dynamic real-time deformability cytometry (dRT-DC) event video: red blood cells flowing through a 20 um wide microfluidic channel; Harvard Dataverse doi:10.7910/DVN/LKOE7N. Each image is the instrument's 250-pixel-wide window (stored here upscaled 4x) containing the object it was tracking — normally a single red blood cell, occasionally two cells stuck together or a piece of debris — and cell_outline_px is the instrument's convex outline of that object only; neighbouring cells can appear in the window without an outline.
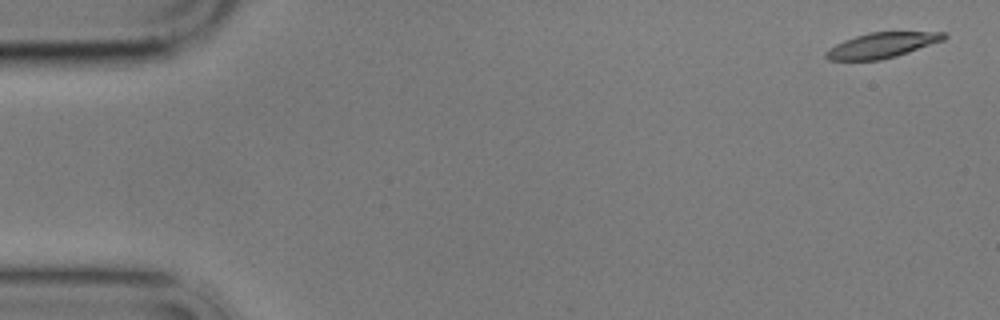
{"species": "common noctule bat (a hibernating species)", "species_latin": "Nyctalus noctula", "temperature_condition": "cold", "stored_images_in_passage": 4, "camera_frame_rate_fps": 3000, "um_per_image_px": 0.085, "animal": {"sex": "male", "body_mass_g": 17.9}, "frame": {"image": 1, "passage_image": 1, "time_ms": 0.0, "image_size_px": [1000, 320], "cell_outline_px": [[948, 36], [944, 40], [896, 56], [880, 60], [828, 60], [824, 56], [824, 52], [836, 44], [844, 40], [868, 32], [948, 32]], "centroid_in_image_um": [74.96, 3.84], "position_along_channel_um": 10.0, "area_um2": 17.34}}